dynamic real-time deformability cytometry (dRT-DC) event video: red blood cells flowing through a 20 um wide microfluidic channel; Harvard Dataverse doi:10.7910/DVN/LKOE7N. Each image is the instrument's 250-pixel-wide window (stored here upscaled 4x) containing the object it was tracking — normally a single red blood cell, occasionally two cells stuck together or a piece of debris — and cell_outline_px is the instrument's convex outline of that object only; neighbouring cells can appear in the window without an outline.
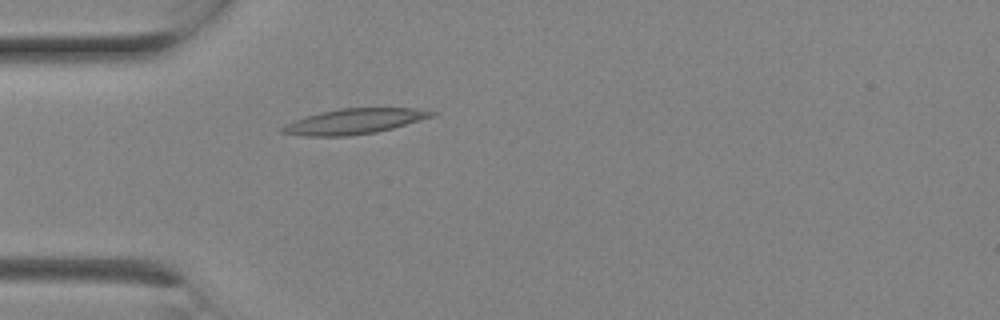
{"species": "Egyptian fruit bat (a non-hibernating species)", "species_latin": "Rousettus aegyptiacus", "temperature_condition": "room temperature", "stored_images_in_passage": 6, "camera_frame_rate_fps": 3000, "um_per_image_px": 0.085, "animal": {"sex": "female"}, "frame": {"image": 1, "passage_image": 6, "time_ms": 1.667, "image_size_px": [1000, 320], "cell_outline_px": [[436, 116], [392, 128], [376, 132], [348, 136], [304, 136], [280, 132], [280, 128], [284, 124], [320, 112], [340, 108], [412, 108], [436, 112]], "centroid_in_image_um": [30.11, 10.32], "position_along_channel_um": 54.9, "area_um2": 21.91}}